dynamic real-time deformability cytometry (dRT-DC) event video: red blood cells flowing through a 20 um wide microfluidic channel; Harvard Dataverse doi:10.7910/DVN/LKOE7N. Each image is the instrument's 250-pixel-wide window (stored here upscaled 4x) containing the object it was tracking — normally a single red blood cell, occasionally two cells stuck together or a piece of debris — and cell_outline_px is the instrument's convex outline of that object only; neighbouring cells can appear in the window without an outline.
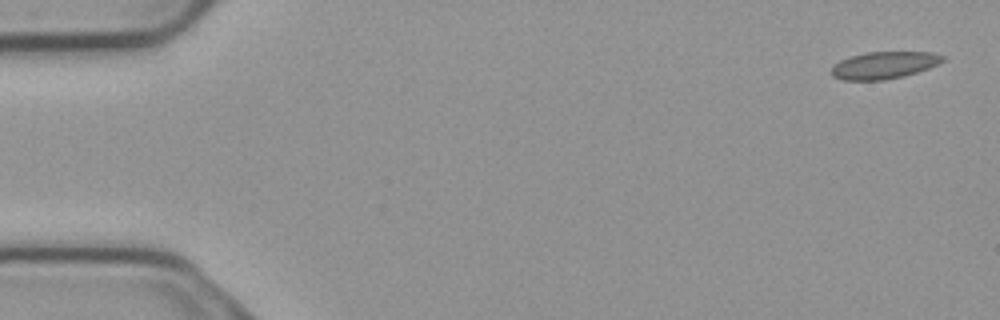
{"species": "common noctule bat (a hibernating species)", "species_latin": "Nyctalus noctula", "temperature_condition": "cold", "stored_images_in_passage": 5, "camera_frame_rate_fps": 3000, "um_per_image_px": 0.085, "animal": {"sex": "male", "body_mass_g": 23.1, "forearm_length_mm": 52.7}, "frame": {"image": 1, "passage_image": 1, "time_ms": 0.0, "image_size_px": [1000, 320], "cell_outline_px": [[944, 60], [928, 68], [904, 76], [884, 80], [844, 80], [832, 76], [832, 68], [840, 60], [848, 56], [868, 52], [932, 52], [944, 56]], "centroid_in_image_um": [75.12, 5.54], "position_along_channel_um": 9.9, "area_um2": 17.46}}